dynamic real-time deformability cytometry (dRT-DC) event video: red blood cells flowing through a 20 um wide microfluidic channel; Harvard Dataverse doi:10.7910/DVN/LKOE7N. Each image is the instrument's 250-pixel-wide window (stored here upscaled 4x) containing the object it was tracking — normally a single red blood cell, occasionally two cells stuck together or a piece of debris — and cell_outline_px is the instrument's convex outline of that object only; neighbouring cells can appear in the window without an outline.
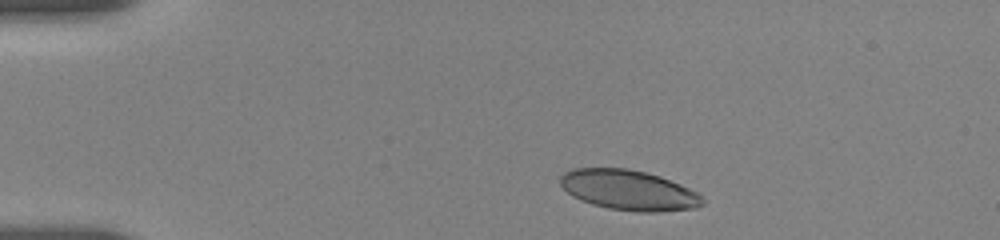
{"species": "human", "species_latin": "Homo sapiens", "temperature_condition": "room temperature", "stored_images_in_passage": 6, "camera_frame_rate_fps": 3000, "um_per_image_px": 0.085, "donor": {"sex": "female"}, "frame": {"image": 1, "passage_image": 1, "time_ms": 0.0, "image_size_px": [1000, 240], "cell_outline_px": [[704, 204], [696, 208], [660, 212], [636, 212], [608, 208], [592, 204], [572, 196], [560, 184], [560, 176], [564, 172], [572, 168], [628, 168], [660, 176], [700, 192], [704, 196]], "centroid_in_image_um": [53.49, 16.16], "position_along_channel_um": 31.5, "area_um2": 33.58}}
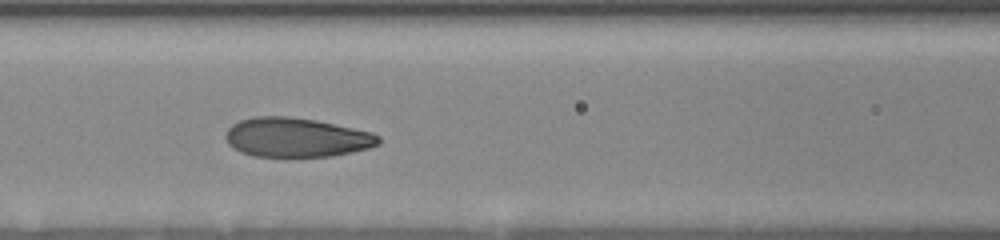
{"frame": {"image": 2, "passage_image": 5, "time_ms": 4.667, "image_size_px": [1000, 240], "cell_outline_px": [[380, 144], [368, 148], [352, 152], [332, 156], [288, 160], [252, 156], [240, 152], [232, 148], [228, 144], [224, 136], [228, 128], [232, 124], [240, 120], [252, 116], [288, 116], [316, 120], [372, 132], [380, 136]], "centroid_in_image_um": [25.15, 11.73], "position_along_channel_um": 141.5, "area_um2": 36.36}}
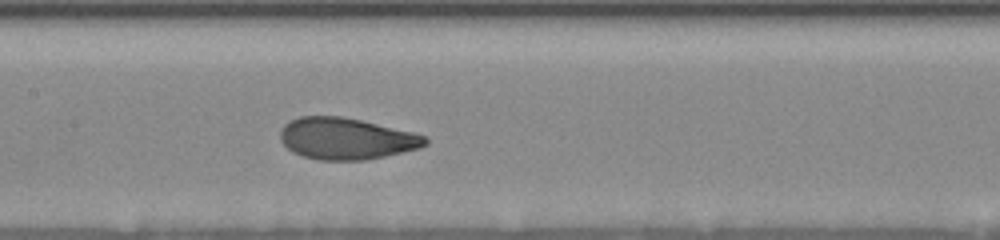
{"frame": {"image": 3, "passage_image": 6, "time_ms": 5.667, "image_size_px": [1000, 240], "cell_outline_px": [[428, 144], [420, 148], [384, 156], [364, 160], [320, 160], [304, 156], [292, 152], [280, 140], [280, 132], [284, 124], [300, 116], [340, 116], [360, 120], [416, 132], [424, 136], [428, 140]], "centroid_in_image_um": [29.45, 11.78], "position_along_channel_um": 178.0, "area_um2": 35.08}}